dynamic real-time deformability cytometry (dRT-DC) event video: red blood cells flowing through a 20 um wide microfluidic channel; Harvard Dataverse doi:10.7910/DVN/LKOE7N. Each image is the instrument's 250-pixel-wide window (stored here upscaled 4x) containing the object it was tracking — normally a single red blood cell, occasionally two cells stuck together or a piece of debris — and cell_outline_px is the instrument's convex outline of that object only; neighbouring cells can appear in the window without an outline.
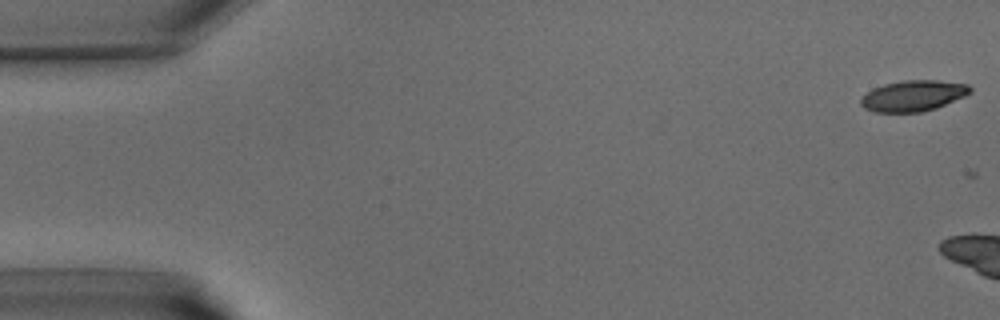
{"species": "common noctule bat (a hibernating species)", "species_latin": "Nyctalus noctula", "temperature_condition": "warm", "stored_images_in_passage": 2, "camera_frame_rate_fps": 3000, "um_per_image_px": 0.085, "animal": {"sex": "male", "body_mass_g": 15.6}, "frame": {"image": 1, "passage_image": 1, "time_ms": 0.0, "image_size_px": [1000, 320], "cell_outline_px": [[972, 92], [964, 96], [936, 108], [920, 112], [876, 112], [864, 108], [860, 104], [860, 96], [872, 88], [884, 84], [904, 80], [936, 80], [968, 84], [972, 88]], "centroid_in_image_um": [77.59, 8.13], "position_along_channel_um": 7.4, "area_um2": 19.77}}